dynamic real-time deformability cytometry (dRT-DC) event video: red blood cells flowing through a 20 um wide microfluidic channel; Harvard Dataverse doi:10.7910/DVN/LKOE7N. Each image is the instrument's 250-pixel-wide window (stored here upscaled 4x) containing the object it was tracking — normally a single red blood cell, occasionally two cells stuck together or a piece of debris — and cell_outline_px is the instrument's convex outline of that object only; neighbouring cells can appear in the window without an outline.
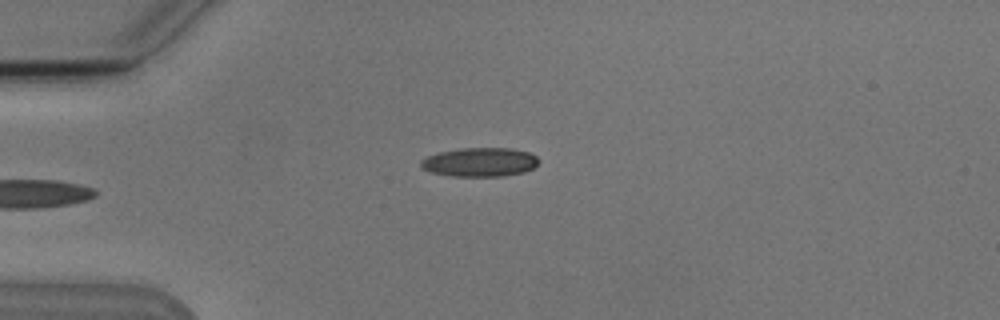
{"species": "Egyptian fruit bat (a non-hibernating species)", "species_latin": "Rousettus aegyptiacus", "temperature_condition": "cold", "stored_images_in_passage": 5, "camera_frame_rate_fps": 3000, "um_per_image_px": 0.085, "animal": {"sex": "male"}, "frame": {"image": 1, "passage_image": 5, "time_ms": 4.333, "image_size_px": [1000, 320], "cell_outline_px": [[540, 160], [532, 168], [524, 172], [504, 176], [448, 176], [432, 172], [420, 168], [420, 160], [428, 156], [440, 152], [460, 148], [512, 148], [528, 152], [536, 156]], "centroid_in_image_um": [40.77, 13.78], "position_along_channel_um": 44.2, "area_um2": 19.94}}